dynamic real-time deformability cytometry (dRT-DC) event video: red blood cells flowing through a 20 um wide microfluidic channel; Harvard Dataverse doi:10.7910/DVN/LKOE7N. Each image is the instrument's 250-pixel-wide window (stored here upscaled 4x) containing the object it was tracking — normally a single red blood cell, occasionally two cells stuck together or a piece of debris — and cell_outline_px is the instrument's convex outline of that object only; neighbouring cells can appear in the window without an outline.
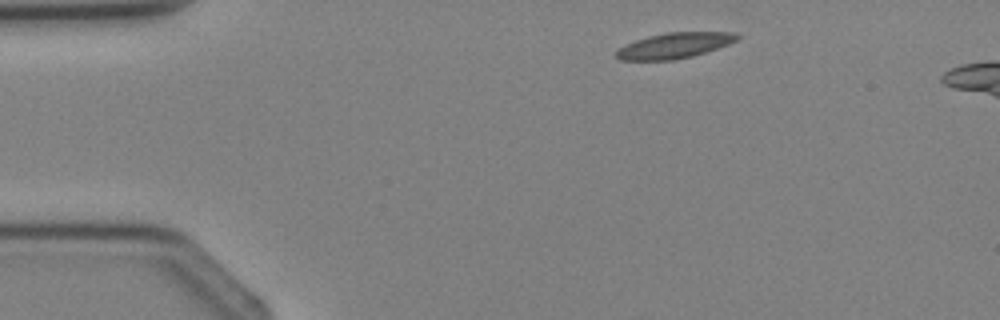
{"species": "Egyptian fruit bat (a non-hibernating species)", "species_latin": "Rousettus aegyptiacus", "temperature_condition": "cold", "stored_images_in_passage": 3, "segment_of_instrument_passage": [1, 2], "camera_frame_rate_fps": 3000, "um_per_image_px": 0.085, "animal": {"sex": "female"}, "frame": {"image": 1, "passage_image": 1, "time_ms": 0.0, "image_size_px": [1000, 320], "cell_outline_px": [[740, 36], [736, 40], [728, 44], [692, 56], [676, 60], [620, 60], [616, 56], [616, 48], [624, 44], [648, 36], [664, 32], [736, 32]], "centroid_in_image_um": [57.28, 3.86], "position_along_channel_um": 27.7, "area_um2": 18.03}}